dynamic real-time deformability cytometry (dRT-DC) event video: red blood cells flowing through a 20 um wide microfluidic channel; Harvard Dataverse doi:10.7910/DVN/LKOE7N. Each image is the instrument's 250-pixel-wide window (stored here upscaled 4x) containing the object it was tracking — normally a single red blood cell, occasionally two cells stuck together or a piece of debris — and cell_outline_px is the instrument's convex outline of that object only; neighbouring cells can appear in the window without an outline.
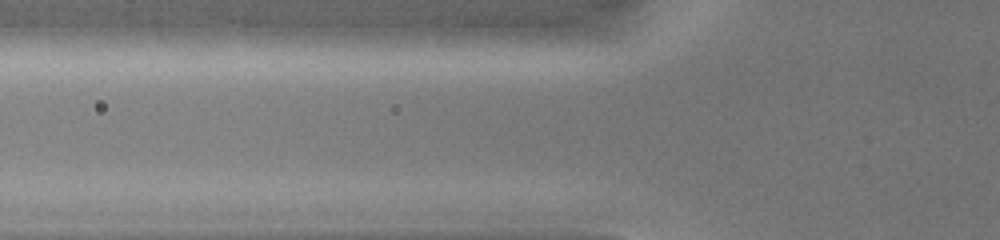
{"species": "common noctule bat (a hibernating species)", "species_latin": "Nyctalus noctula", "temperature_condition": "warm", "stored_images_in_passage": 2, "camera_frame_rate_fps": 3000, "um_per_image_px": 0.085, "animal": {"sex": "female", "body_mass_g": 19.0, "forearm_length_mm": 51.5}, "frame": {"image": 1, "passage_image": 2, "time_ms": 0.333, "image_size_px": [1000, 240], "cell_outline_px": [[588, 44], [552, 48], [416, 52], [396, 52], [396, 44], [412, 32], [468, 24], [576, 24], [588, 40]], "centroid_in_image_um": [41.89, 3.21], "position_along_channel_um": 83.9, "area_um2": 31.39}}